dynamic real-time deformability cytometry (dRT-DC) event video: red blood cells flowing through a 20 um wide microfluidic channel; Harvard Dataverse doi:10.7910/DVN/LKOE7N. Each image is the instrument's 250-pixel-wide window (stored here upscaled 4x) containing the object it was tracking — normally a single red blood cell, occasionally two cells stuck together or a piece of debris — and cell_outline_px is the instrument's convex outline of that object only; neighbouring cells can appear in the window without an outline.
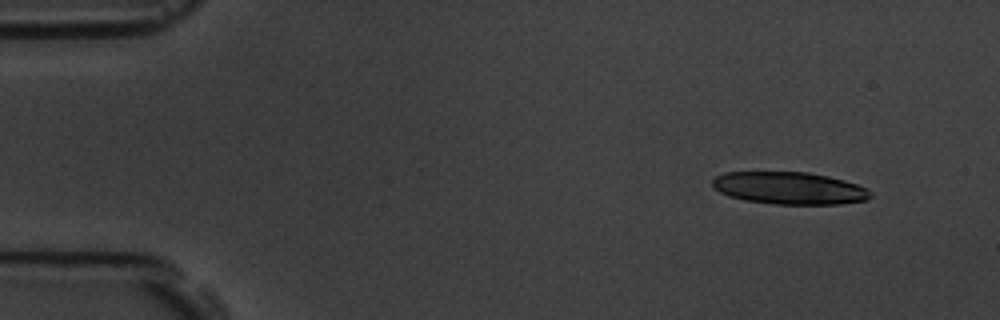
{"species": "common noctule bat (a hibernating species)", "species_latin": "Nyctalus noctula", "temperature_condition": "room temperature", "stored_images_in_passage": 4, "camera_frame_rate_fps": 3000, "um_per_image_px": 0.085, "animal": {"sex": "male", "body_mass_g": 19.5, "forearm_length_mm": 54.6}, "frame": {"image": 1, "passage_image": 1, "time_ms": 0.0, "image_size_px": [1000, 320], "cell_outline_px": [[872, 196], [868, 200], [840, 204], [776, 204], [744, 200], [728, 196], [720, 192], [712, 184], [712, 180], [716, 176], [724, 172], [808, 172], [828, 176], [844, 180], [868, 188], [872, 192]], "centroid_in_image_um": [67.13, 15.99], "position_along_channel_um": 17.9, "area_um2": 29.88}}